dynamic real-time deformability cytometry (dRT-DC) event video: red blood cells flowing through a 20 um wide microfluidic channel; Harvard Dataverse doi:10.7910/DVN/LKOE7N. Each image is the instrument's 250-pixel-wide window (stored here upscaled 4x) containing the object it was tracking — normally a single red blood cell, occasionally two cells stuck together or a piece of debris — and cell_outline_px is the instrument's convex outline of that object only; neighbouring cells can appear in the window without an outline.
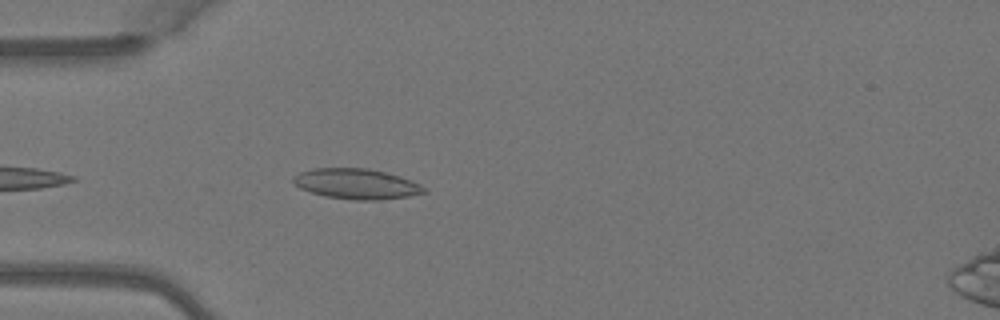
{"species": "Egyptian fruit bat (a non-hibernating species)", "species_latin": "Rousettus aegyptiacus", "temperature_condition": "warm", "stored_images_in_passage": 4, "camera_frame_rate_fps": 3000, "um_per_image_px": 0.085, "animal": {"sex": "female"}, "frame": {"image": 1, "passage_image": 3, "time_ms": 0.667, "image_size_px": [1000, 320], "cell_outline_px": [[428, 192], [408, 196], [380, 200], [352, 200], [324, 196], [300, 188], [292, 180], [292, 176], [300, 172], [312, 168], [368, 168], [388, 172], [400, 176], [420, 184]], "centroid_in_image_um": [30.3, 15.62], "position_along_channel_um": 54.7, "area_um2": 23.24}}